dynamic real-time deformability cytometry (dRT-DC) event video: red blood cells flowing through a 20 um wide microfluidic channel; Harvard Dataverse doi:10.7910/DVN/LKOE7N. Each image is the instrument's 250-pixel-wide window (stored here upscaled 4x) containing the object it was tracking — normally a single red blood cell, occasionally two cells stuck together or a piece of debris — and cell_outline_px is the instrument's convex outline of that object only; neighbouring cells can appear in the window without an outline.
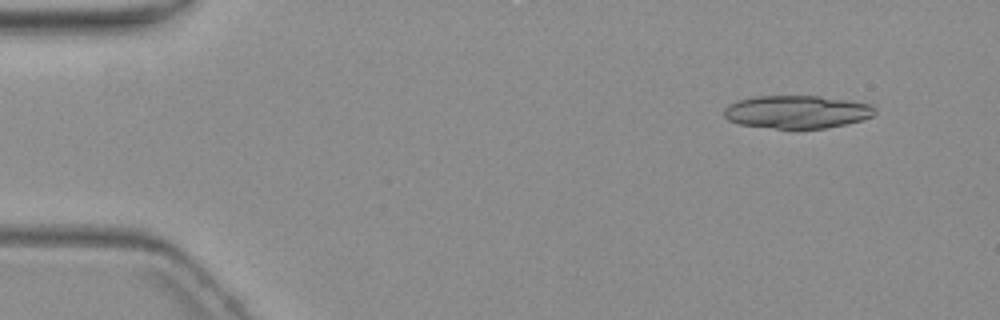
{"species": "common noctule bat (a hibernating species)", "species_latin": "Nyctalus noctula", "temperature_condition": "warm", "stored_images_in_passage": 4, "camera_frame_rate_fps": 3000, "um_per_image_px": 0.085, "animal": {"sex": "female", "body_mass_g": 19.3, "forearm_length_mm": 54.1}, "frame": {"image": 1, "passage_image": 1, "time_ms": 0.0, "image_size_px": [1000, 320], "cell_outline_px": [[876, 112], [872, 116], [860, 120], [844, 124], [824, 128], [776, 128], [736, 124], [728, 120], [724, 116], [724, 108], [728, 104], [736, 100], [752, 96], [820, 96], [872, 104], [876, 108]], "centroid_in_image_um": [67.69, 9.5], "position_along_channel_um": 17.3, "area_um2": 29.02}}